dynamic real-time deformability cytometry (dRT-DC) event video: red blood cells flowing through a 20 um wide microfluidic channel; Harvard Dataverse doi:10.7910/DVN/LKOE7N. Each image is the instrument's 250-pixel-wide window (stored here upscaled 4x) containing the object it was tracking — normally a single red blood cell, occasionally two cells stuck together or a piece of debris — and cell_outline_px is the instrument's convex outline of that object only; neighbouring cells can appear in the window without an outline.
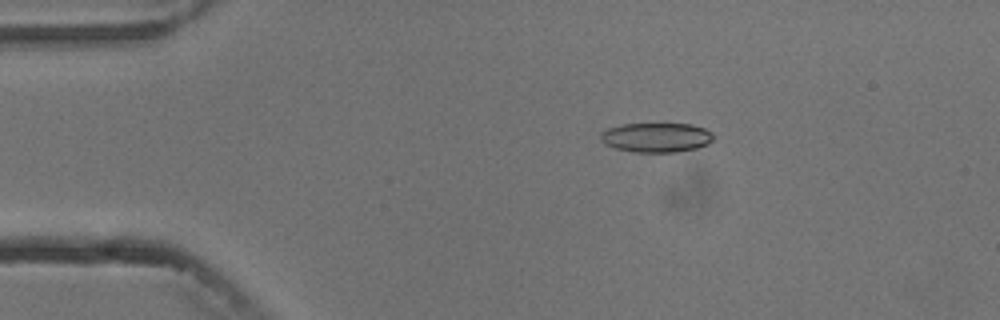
{"species": "common noctule bat (a hibernating species)", "species_latin": "Nyctalus noctula", "temperature_condition": "cold", "stored_images_in_passage": 4, "camera_frame_rate_fps": 3000, "um_per_image_px": 0.085, "animal": {"sex": "male", "body_mass_g": 13.3}, "frame": {"image": 1, "passage_image": 2, "time_ms": 1.333, "image_size_px": [1000, 320], "cell_outline_px": [[712, 140], [708, 144], [696, 148], [676, 152], [636, 152], [616, 148], [604, 144], [600, 140], [600, 132], [608, 128], [620, 124], [692, 124], [704, 128], [712, 132]], "centroid_in_image_um": [55.76, 11.68], "position_along_channel_um": 29.2, "area_um2": 19.42}}